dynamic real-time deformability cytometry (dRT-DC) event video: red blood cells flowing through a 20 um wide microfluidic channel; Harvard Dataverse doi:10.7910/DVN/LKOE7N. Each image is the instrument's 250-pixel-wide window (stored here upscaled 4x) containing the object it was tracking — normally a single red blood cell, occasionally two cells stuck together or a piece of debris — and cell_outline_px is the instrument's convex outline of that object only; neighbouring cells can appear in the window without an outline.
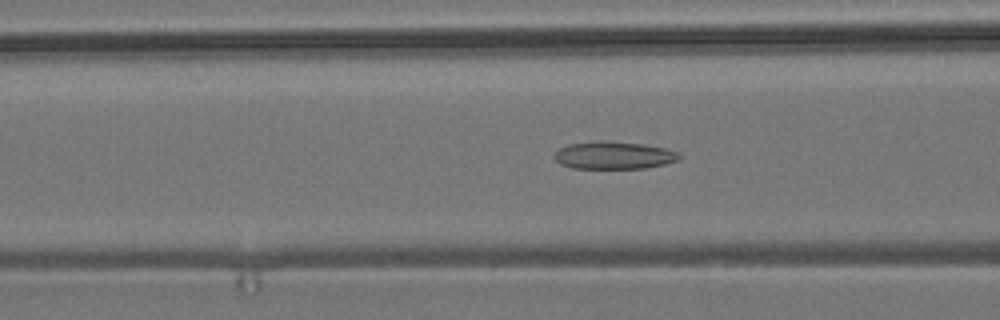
{"species": "common noctule bat (a hibernating species)", "species_latin": "Nyctalus noctula", "temperature_condition": "room temperature", "stored_images_in_passage": 56, "camera_frame_rate_fps": 3000, "um_per_image_px": 0.085, "animal": {"sex": "male", "body_mass_g": 19.2, "forearm_length_mm": 51.8}, "frame": {"image": 1, "passage_image": 22, "time_ms": 7.0, "image_size_px": [1000, 320], "cell_outline_px": [[680, 160], [664, 164], [644, 168], [572, 168], [560, 164], [552, 156], [560, 148], [568, 144], [600, 140], [644, 144], [664, 148], [680, 152]], "centroid_in_image_um": [52.17, 13.2], "position_along_channel_um": 114.4, "area_um2": 20.11}}
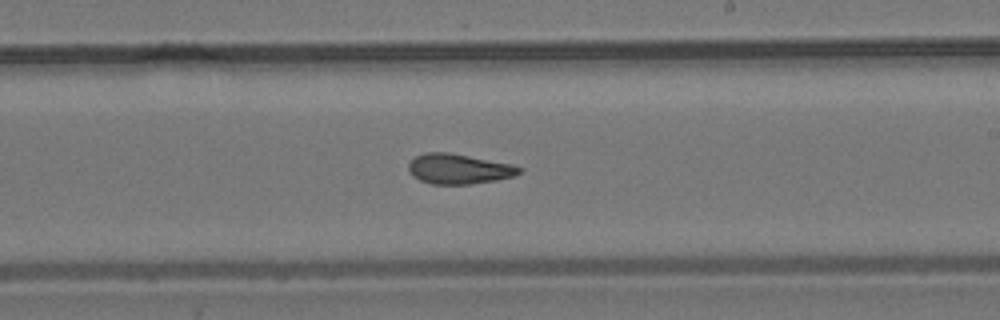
{"frame": {"image": 2, "passage_image": 33, "time_ms": 10.667, "image_size_px": [1000, 320], "cell_outline_px": [[520, 172], [516, 176], [496, 180], [468, 184], [432, 184], [420, 180], [408, 168], [408, 164], [416, 156], [424, 152], [448, 152], [512, 164], [520, 168]], "centroid_in_image_um": [39.01, 14.35], "position_along_channel_um": 250.0, "area_um2": 19.13}}
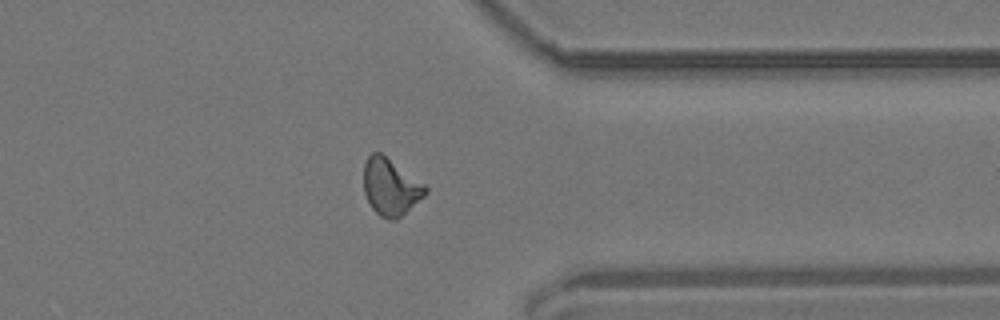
{"frame": {"image": 3, "passage_image": 44, "time_ms": 14.333, "image_size_px": [1000, 320], "cell_outline_px": [[428, 192], [424, 196], [396, 220], [388, 220], [380, 216], [372, 208], [364, 192], [364, 164], [368, 156], [372, 152], [380, 152], [424, 184], [428, 188]], "centroid_in_image_um": [33.19, 15.9], "position_along_channel_um": 378.2, "area_um2": 20.17}, "authors_computed_cell_mechanics": {"area_um2": 19.9988, "velocity_mm_per_s": 3.6951, "shape_relaxation_time_tau1_ms": null, "shape_relaxation_time_tau2_ms": 2.8693, "deformation_change_tau1": null, "deformation_change_tau2": 0.1}}